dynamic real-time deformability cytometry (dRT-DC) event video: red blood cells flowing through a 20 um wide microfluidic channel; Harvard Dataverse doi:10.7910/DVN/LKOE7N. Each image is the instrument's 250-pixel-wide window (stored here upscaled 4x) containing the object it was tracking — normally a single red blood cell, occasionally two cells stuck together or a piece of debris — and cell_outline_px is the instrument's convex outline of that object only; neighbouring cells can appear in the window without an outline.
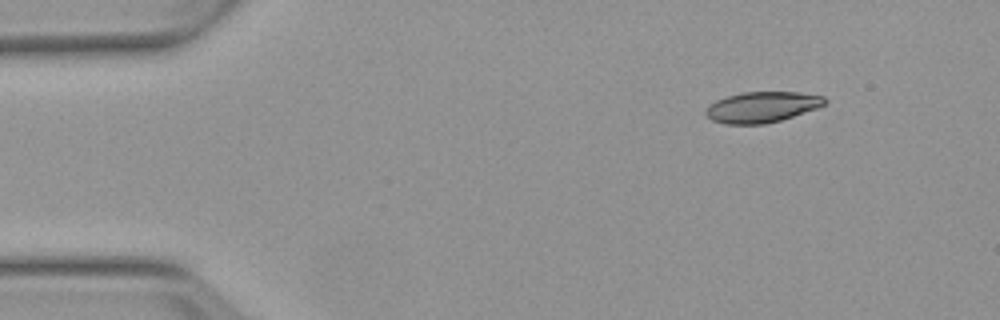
{"species": "Egyptian fruit bat (a non-hibernating species)", "species_latin": "Rousettus aegyptiacus", "temperature_condition": "warm", "stored_images_in_passage": 3, "segment_of_instrument_passage": [2, 2], "camera_frame_rate_fps": 3000, "um_per_image_px": 0.085, "animal": {"sex": "female"}, "frame": {"image": 1, "passage_image": 3, "time_ms": 2.333, "image_size_px": [1000, 320], "cell_outline_px": [[828, 100], [824, 104], [816, 108], [780, 120], [764, 124], [724, 124], [712, 120], [704, 112], [708, 104], [724, 96], [744, 92], [800, 92], [824, 96]], "centroid_in_image_um": [64.73, 9.09], "position_along_channel_um": 20.3, "area_um2": 21.33}}